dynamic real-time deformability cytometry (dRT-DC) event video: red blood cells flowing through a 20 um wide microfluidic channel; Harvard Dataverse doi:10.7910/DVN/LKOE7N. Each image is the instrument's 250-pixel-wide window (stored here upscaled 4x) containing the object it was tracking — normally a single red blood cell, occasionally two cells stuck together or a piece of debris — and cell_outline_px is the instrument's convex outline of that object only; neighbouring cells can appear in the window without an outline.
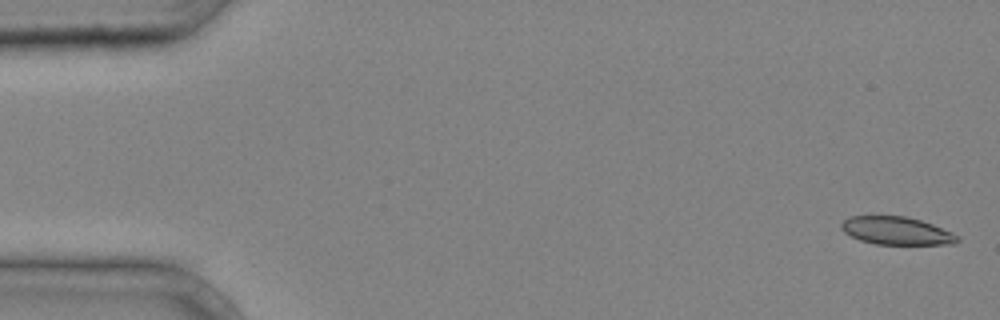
{"species": "common noctule bat (a hibernating species)", "species_latin": "Nyctalus noctula", "temperature_condition": "cold", "stored_images_in_passage": 42, "camera_frame_rate_fps": 3000, "um_per_image_px": 0.085, "animal": {"sex": "male", "body_mass_g": 20.4}, "frame": {"image": 1, "passage_image": 1, "time_ms": 0.0, "image_size_px": [1000, 320], "cell_outline_px": [[960, 240], [956, 244], [876, 244], [860, 240], [844, 232], [840, 228], [840, 224], [844, 220], [852, 216], [908, 216], [932, 224], [952, 232], [960, 236]], "centroid_in_image_um": [76.23, 19.61], "position_along_channel_um": 8.8, "area_um2": 18.9}}
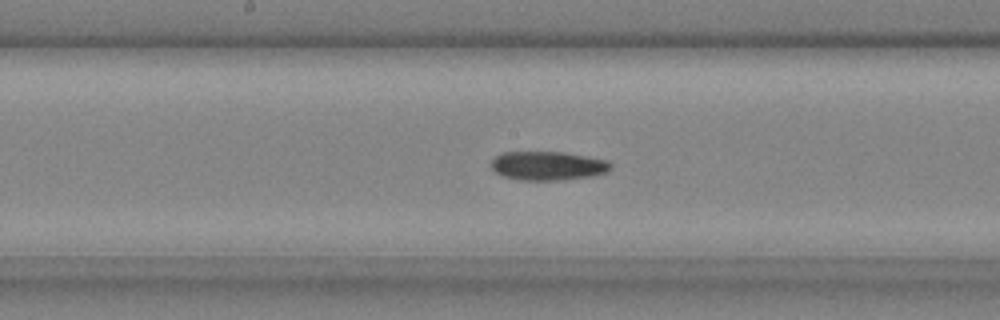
{"frame": {"image": 2, "passage_image": 22, "time_ms": 7.0, "image_size_px": [1000, 320], "cell_outline_px": [[612, 168], [608, 172], [592, 176], [556, 180], [520, 180], [504, 176], [496, 172], [492, 168], [492, 160], [496, 156], [504, 152], [564, 152], [608, 160], [612, 164]], "centroid_in_image_um": [46.61, 14.09], "position_along_channel_um": 201.6, "area_um2": 20.06}}
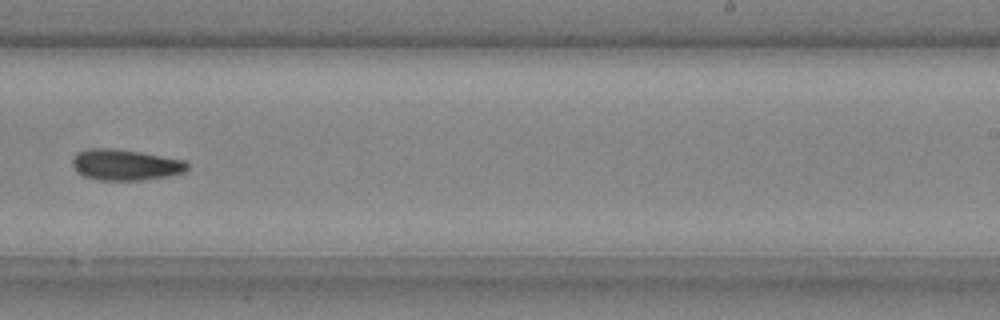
{"frame": {"image": 3, "passage_image": 27, "time_ms": 8.667, "image_size_px": [1000, 320], "cell_outline_px": [[188, 168], [184, 172], [168, 176], [140, 180], [100, 180], [84, 176], [72, 164], [72, 156], [76, 152], [88, 148], [112, 148], [140, 152], [184, 160], [188, 164]], "centroid_in_image_um": [10.64, 14.0], "position_along_channel_um": 278.4, "area_um2": 20.63}}